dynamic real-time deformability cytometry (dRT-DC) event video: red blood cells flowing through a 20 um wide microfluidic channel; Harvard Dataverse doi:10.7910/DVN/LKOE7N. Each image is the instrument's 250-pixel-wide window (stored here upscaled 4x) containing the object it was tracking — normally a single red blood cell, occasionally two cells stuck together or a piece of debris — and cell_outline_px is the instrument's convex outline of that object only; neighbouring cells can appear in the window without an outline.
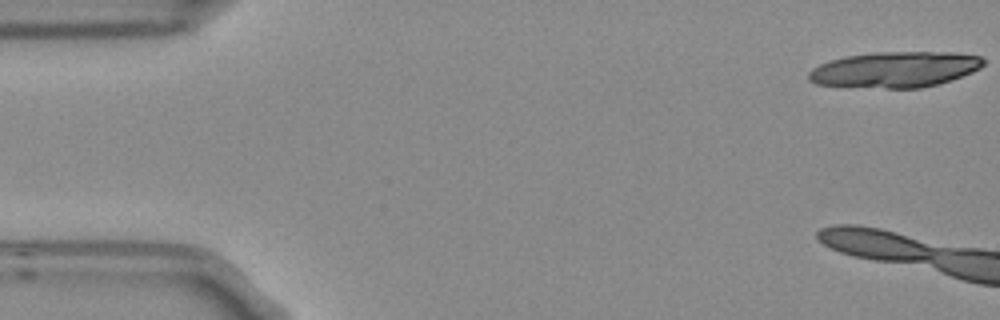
{"species": "Egyptian fruit bat (a non-hibernating species)", "species_latin": "Rousettus aegyptiacus", "temperature_condition": "room temperature", "stored_images_in_passage": 4, "camera_frame_rate_fps": 3000, "um_per_image_px": 0.085, "frame": {"image": 1, "passage_image": 1, "time_ms": 0.0, "image_size_px": [1000, 320], "cell_outline_px": [[984, 64], [980, 68], [972, 72], [936, 84], [920, 88], [884, 88], [816, 84], [808, 80], [808, 72], [812, 68], [828, 60], [844, 56], [872, 52], [956, 52], [980, 56], [984, 60]], "centroid_in_image_um": [76.04, 5.89], "position_along_channel_um": 9.0, "area_um2": 36.41}}